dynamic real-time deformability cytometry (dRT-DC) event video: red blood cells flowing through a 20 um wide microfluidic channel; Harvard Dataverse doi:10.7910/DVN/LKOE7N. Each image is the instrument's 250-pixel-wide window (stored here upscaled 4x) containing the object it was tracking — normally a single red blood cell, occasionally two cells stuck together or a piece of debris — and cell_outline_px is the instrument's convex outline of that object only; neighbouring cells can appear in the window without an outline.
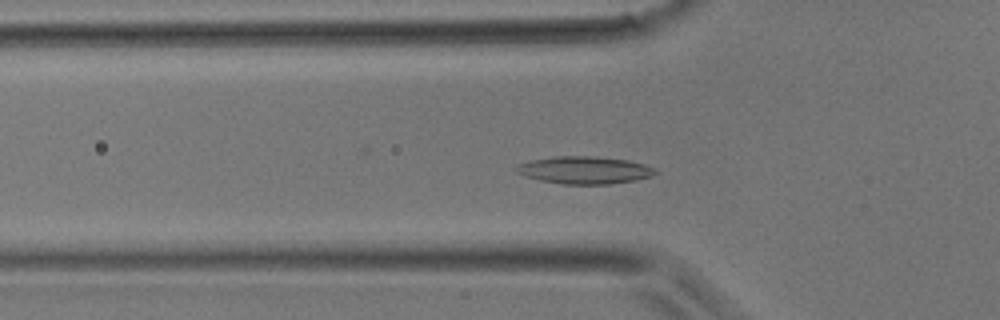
{"species": "common noctule bat (a hibernating species)", "species_latin": "Nyctalus noctula", "temperature_condition": "room temperature", "stored_images_in_passage": 41, "camera_frame_rate_fps": 3000, "um_per_image_px": 0.085, "animal": {"sex": "male", "body_mass_g": 17.9}, "frame": {"image": 1, "passage_image": 13, "time_ms": 4.0, "image_size_px": [1000, 320], "cell_outline_px": [[656, 172], [652, 176], [636, 180], [612, 184], [564, 184], [540, 180], [524, 176], [516, 172], [512, 168], [520, 164], [532, 160], [552, 156], [592, 156], [628, 160], [644, 164], [652, 168]], "centroid_in_image_um": [49.64, 14.46], "position_along_channel_um": 76.2, "area_um2": 22.2}}
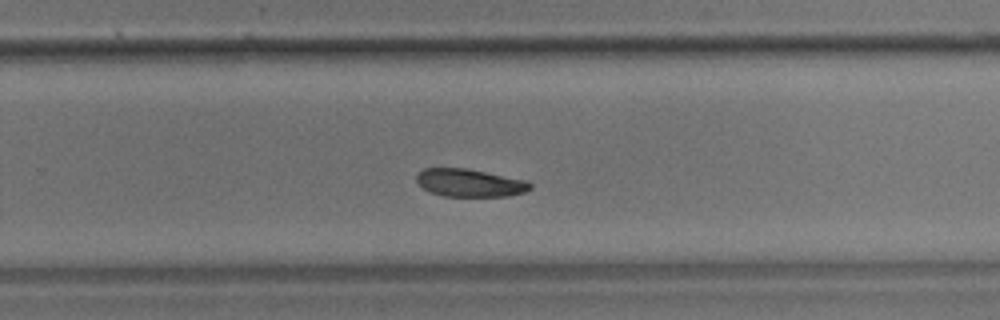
{"frame": {"image": 2, "passage_image": 26, "time_ms": 8.333, "image_size_px": [1000, 320], "cell_outline_px": [[532, 188], [524, 192], [508, 196], [444, 196], [432, 192], [424, 188], [416, 180], [416, 176], [424, 168], [468, 168], [528, 180], [532, 184]], "centroid_in_image_um": [39.98, 15.53], "position_along_channel_um": 289.8, "area_um2": 18.44}}
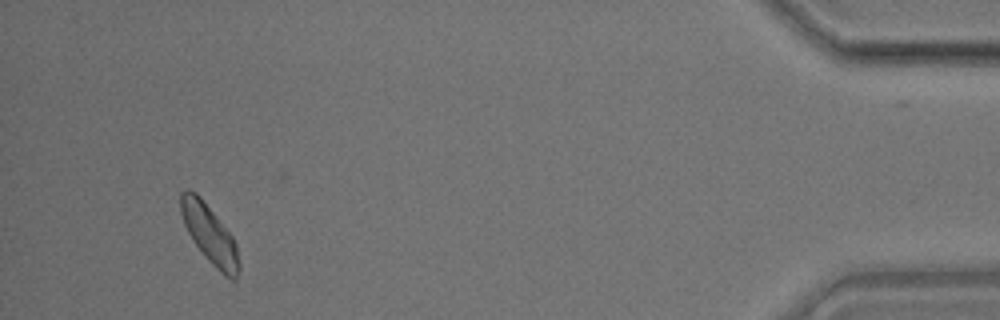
{"frame": {"image": 3, "passage_image": 38, "time_ms": 12.333, "image_size_px": [1000, 320], "cell_outline_px": [[240, 268], [236, 280], [232, 280], [224, 276], [208, 260], [192, 240], [184, 224], [180, 212], [180, 192], [188, 188], [196, 192], [200, 196], [232, 236], [236, 244], [240, 264]], "centroid_in_image_um": [17.81, 19.91], "position_along_channel_um": 417.4, "area_um2": 19.88}}